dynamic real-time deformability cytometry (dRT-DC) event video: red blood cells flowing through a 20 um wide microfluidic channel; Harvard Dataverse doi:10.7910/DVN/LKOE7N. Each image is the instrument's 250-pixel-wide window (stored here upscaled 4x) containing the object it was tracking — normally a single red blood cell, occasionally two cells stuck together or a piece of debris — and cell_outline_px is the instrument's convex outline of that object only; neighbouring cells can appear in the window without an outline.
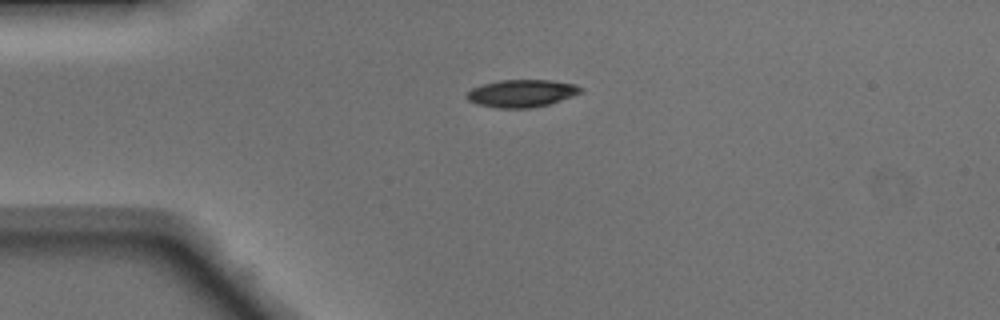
{"species": "Egyptian fruit bat (a non-hibernating species)", "species_latin": "Rousettus aegyptiacus", "temperature_condition": "warm", "stored_images_in_passage": 38, "camera_frame_rate_fps": 3000, "um_per_image_px": 0.085, "animal": {"sex": "male"}, "frame": {"image": 1, "passage_image": 1, "time_ms": 0.0, "image_size_px": [1000, 320], "cell_outline_px": [[584, 92], [548, 104], [528, 108], [496, 108], [480, 104], [468, 100], [464, 96], [472, 88], [484, 84], [500, 80], [552, 80], [576, 84], [584, 88]], "centroid_in_image_um": [44.38, 7.92], "position_along_channel_um": 40.6, "area_um2": 18.21}}
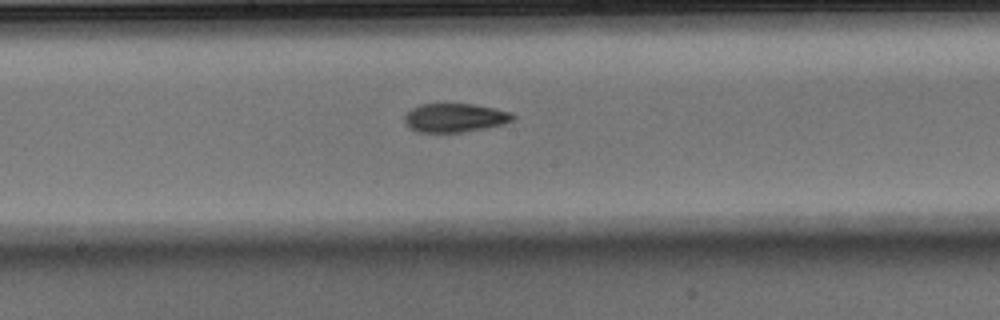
{"frame": {"image": 2, "passage_image": 15, "time_ms": 4.667, "image_size_px": [1000, 320], "cell_outline_px": [[516, 116], [512, 120], [504, 124], [484, 128], [460, 132], [416, 132], [408, 128], [404, 124], [404, 116], [412, 108], [420, 104], [472, 104], [512, 112]], "centroid_in_image_um": [38.63, 10.01], "position_along_channel_um": 209.6, "area_um2": 18.15}}
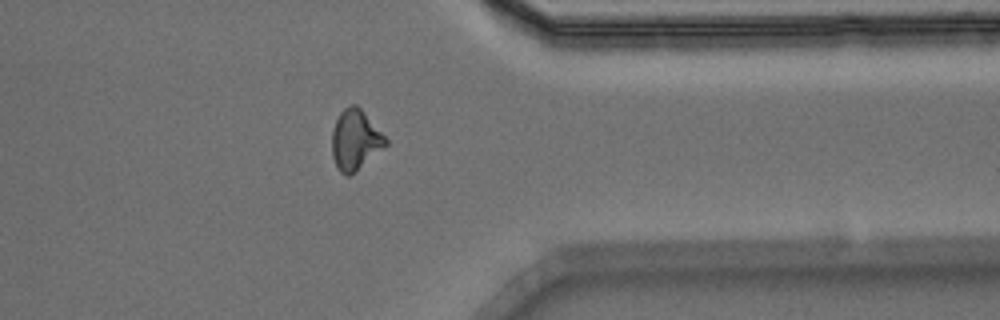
{"frame": {"image": 3, "passage_image": 28, "time_ms": 9.0, "image_size_px": [1000, 320], "cell_outline_px": [[388, 144], [348, 176], [340, 172], [332, 156], [332, 132], [336, 120], [340, 112], [348, 104], [356, 104], [364, 112], [388, 140]], "centroid_in_image_um": [30.18, 11.85], "position_along_channel_um": 381.2, "area_um2": 18.44}, "authors_computed_cell_mechanics": {"area_um2": 18.3804, "velocity_mm_per_s": 4.1535, "shape_relaxation_time_tau1_ms": 4.9778, "shape_relaxation_time_tau2_ms": 1.7646, "deformation_change_tau1": 0.1882, "deformation_change_tau2": 0.0744}}